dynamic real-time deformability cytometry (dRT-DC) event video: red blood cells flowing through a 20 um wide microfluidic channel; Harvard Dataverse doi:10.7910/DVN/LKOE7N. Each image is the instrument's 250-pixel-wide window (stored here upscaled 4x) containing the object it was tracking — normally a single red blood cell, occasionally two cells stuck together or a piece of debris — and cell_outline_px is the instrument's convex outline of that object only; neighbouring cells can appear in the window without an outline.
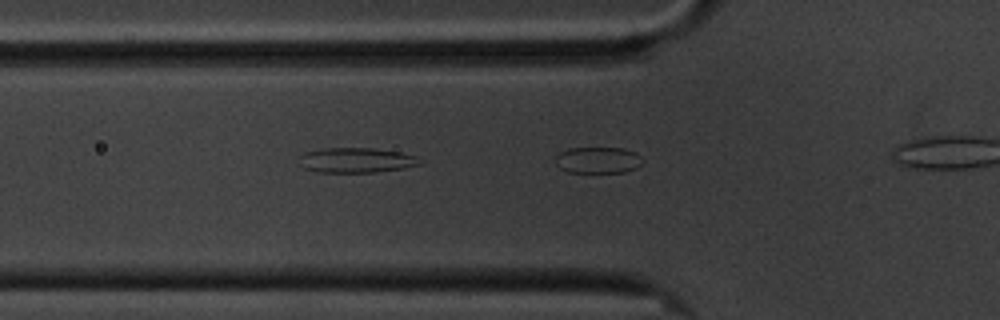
{"species": "common noctule bat (a hibernating species)", "species_latin": "Nyctalus noctula", "temperature_condition": "cold", "stored_images_in_passage": 11, "segment_of_instrument_passage": [2, 2], "camera_frame_rate_fps": 3000, "um_per_image_px": 0.085, "animal": {"sex": "male", "body_mass_g": 20.1, "forearm_length_mm": 53.5}, "frame": {"image": 1, "passage_image": 11, "time_ms": 3.333, "image_size_px": [1000, 320], "cell_outline_px": [[644, 160], [636, 168], [624, 172], [568, 172], [560, 168], [556, 164], [556, 156], [560, 152], [568, 148], [624, 148], [636, 152]], "centroid_in_image_um": [50.84, 13.6], "position_along_channel_um": 75.0, "area_um2": 13.41}}